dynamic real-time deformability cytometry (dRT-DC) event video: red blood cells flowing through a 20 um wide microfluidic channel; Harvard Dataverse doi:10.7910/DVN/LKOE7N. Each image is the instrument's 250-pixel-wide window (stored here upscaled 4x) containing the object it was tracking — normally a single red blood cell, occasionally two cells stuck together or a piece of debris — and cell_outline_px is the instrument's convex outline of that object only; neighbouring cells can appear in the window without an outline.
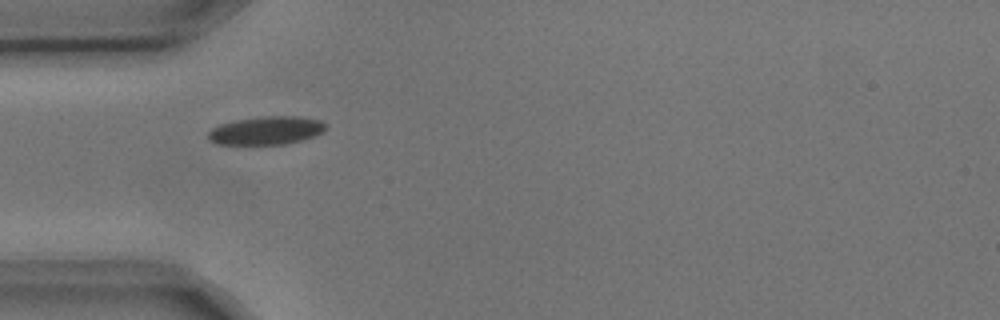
{"species": "common noctule bat (a hibernating species)", "species_latin": "Nyctalus noctula", "temperature_condition": "cold", "stored_images_in_passage": 2, "camera_frame_rate_fps": 3000, "um_per_image_px": 0.085, "animal": {"sex": "male", "body_mass_g": 17.9, "forearm_length_mm": 54.2}, "frame": {"image": 1, "passage_image": 1, "time_ms": 0.0, "image_size_px": [1000, 320], "cell_outline_px": [[328, 128], [324, 132], [316, 136], [284, 144], [216, 144], [208, 140], [208, 132], [212, 128], [220, 124], [236, 120], [264, 116], [300, 116], [320, 120], [328, 124]], "centroid_in_image_um": [22.68, 11.09], "position_along_channel_um": 62.3, "area_um2": 19.54}}